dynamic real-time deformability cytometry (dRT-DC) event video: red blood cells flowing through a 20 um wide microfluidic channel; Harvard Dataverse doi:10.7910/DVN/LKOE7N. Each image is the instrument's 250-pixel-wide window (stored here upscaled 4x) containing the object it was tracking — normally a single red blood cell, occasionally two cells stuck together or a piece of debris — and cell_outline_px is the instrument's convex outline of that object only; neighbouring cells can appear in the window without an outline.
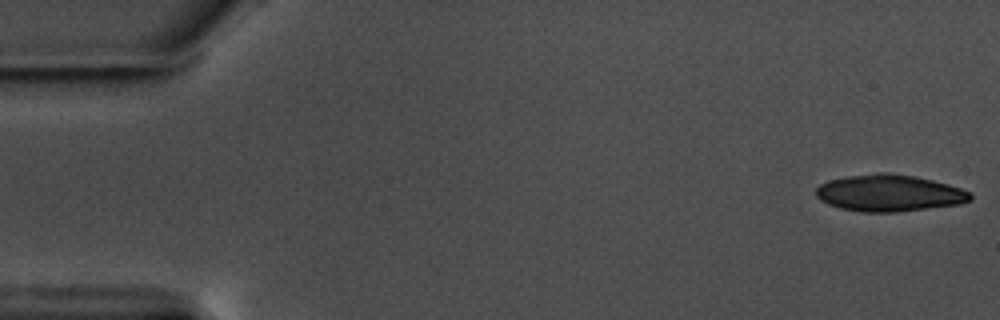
{"species": "common noctule bat (a hibernating species)", "species_latin": "Nyctalus noctula", "temperature_condition": "warm", "stored_images_in_passage": 13, "camera_frame_rate_fps": 3000, "um_per_image_px": 0.085, "animal": {"sex": "male", "body_mass_g": 17.5, "forearm_length_mm": 52.3}, "frame": {"image": 1, "passage_image": 1, "time_ms": 0.0, "image_size_px": [1000, 320], "cell_outline_px": [[972, 200], [960, 204], [896, 212], [864, 212], [840, 208], [828, 204], [820, 200], [816, 196], [816, 188], [820, 184], [828, 180], [848, 176], [880, 172], [888, 172], [916, 176], [948, 184], [972, 192]], "centroid_in_image_um": [75.59, 16.4], "position_along_channel_um": 9.4, "area_um2": 33.18}}